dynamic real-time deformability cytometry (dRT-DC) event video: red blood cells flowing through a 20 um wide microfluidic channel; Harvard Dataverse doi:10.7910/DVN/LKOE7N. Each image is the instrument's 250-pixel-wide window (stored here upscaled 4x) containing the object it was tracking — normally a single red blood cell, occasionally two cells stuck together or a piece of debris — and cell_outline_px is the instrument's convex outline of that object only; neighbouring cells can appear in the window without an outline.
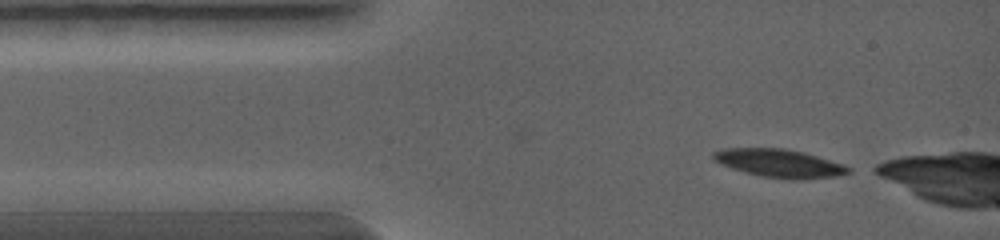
{"species": "common noctule bat (a hibernating species)", "species_latin": "Nyctalus noctula", "temperature_condition": "warm", "stored_images_in_passage": 3, "camera_frame_rate_fps": 5000, "um_per_image_px": 0.085, "animal": {"sex": "female", "body_mass_g": 19.0, "forearm_length_mm": 56.7}, "frame": {"image": 1, "passage_image": 1, "time_ms": 0.0, "image_size_px": [1000, 240], "cell_outline_px": [[852, 172], [836, 176], [800, 180], [792, 180], [760, 176], [744, 172], [732, 168], [712, 160], [712, 152], [724, 148], [784, 148], [804, 152], [844, 164], [852, 168]], "centroid_in_image_um": [66.26, 13.88], "position_along_channel_um": 18.7, "area_um2": 22.43}}